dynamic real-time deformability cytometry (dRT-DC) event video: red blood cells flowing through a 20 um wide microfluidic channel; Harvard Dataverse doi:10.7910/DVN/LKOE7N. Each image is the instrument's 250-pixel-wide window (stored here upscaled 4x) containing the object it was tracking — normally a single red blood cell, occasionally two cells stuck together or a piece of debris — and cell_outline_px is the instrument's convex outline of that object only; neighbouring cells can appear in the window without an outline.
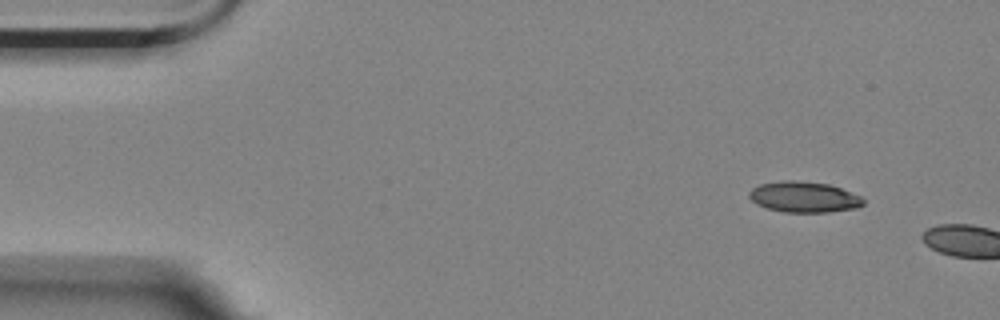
{"species": "Egyptian fruit bat (a non-hibernating species)", "species_latin": "Rousettus aegyptiacus", "temperature_condition": "room temperature", "stored_images_in_passage": 2, "camera_frame_rate_fps": 3000, "um_per_image_px": 0.085, "animal": {"sex": "female"}, "frame": {"image": 1, "passage_image": 1, "time_ms": 0.0, "image_size_px": [1000, 320], "cell_outline_px": [[864, 204], [856, 208], [828, 212], [784, 212], [768, 208], [756, 204], [748, 196], [748, 192], [752, 188], [760, 184], [780, 180], [796, 180], [828, 184], [840, 188], [860, 196], [864, 200]], "centroid_in_image_um": [68.31, 16.74], "position_along_channel_um": 16.7, "area_um2": 20.46}}